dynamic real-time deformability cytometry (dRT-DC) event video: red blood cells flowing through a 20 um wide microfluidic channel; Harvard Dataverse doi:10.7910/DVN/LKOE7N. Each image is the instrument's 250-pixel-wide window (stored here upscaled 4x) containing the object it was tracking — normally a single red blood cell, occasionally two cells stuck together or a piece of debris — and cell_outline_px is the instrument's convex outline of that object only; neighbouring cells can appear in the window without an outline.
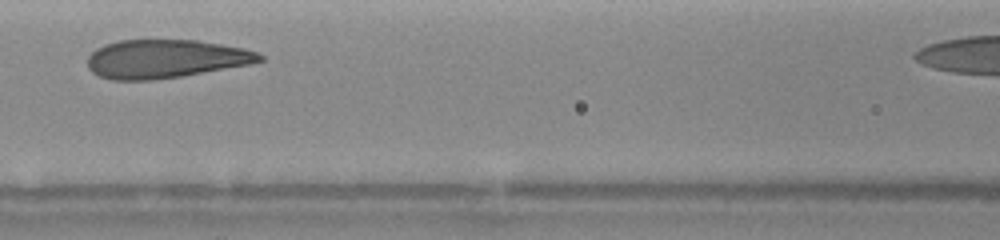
{"species": "human", "species_latin": "Homo sapiens", "temperature_condition": "warm", "stored_images_in_passage": 23, "camera_frame_rate_fps": 3000, "um_per_image_px": 0.085, "donor": {"sex": "female"}, "frame": {"image": 1, "passage_image": 7, "time_ms": 2.0, "image_size_px": [1000, 240], "cell_outline_px": [[264, 60], [248, 64], [180, 76], [152, 80], [112, 80], [100, 76], [92, 72], [88, 68], [88, 56], [96, 48], [104, 44], [120, 40], [196, 40], [244, 48], [256, 52], [264, 56]], "centroid_in_image_um": [14.02, 5.0], "position_along_channel_um": 152.6, "area_um2": 38.32}}
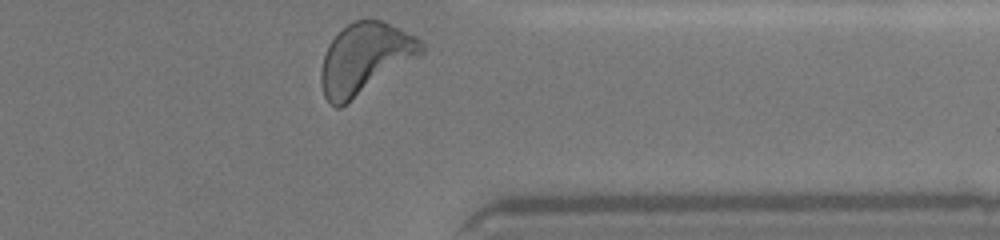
{"frame": {"image": 2, "passage_image": 23, "time_ms": 7.333, "image_size_px": [1000, 240], "cell_outline_px": [[424, 52], [420, 56], [340, 108], [336, 108], [324, 96], [320, 84], [320, 72], [324, 56], [328, 44], [348, 24], [356, 20], [380, 20], [416, 36], [424, 40]], "centroid_in_image_um": [31.03, 4.99], "position_along_channel_um": 380.4, "area_um2": 41.1}, "authors_computed_cell_mechanics": {"area_um2": 38.8994, "velocity_mm_per_s": 4.3475, "shape_relaxation_time_tau1_ms": 4.0427, "shape_relaxation_time_tau2_ms": 0.7873, "deformation_change_tau1": 0.1809, "deformation_change_tau2": 0.0741}}